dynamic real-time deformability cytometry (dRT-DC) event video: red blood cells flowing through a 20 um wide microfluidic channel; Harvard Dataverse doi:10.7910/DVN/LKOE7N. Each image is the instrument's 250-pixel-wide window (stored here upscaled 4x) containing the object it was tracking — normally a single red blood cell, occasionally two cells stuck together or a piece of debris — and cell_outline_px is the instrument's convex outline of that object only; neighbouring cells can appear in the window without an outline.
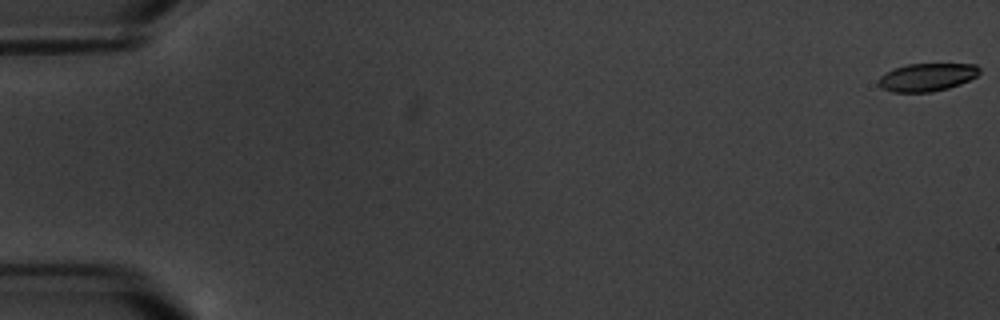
{"species": "common noctule bat (a hibernating species)", "species_latin": "Nyctalus noctula", "temperature_condition": "warm", "stored_images_in_passage": 6, "camera_frame_rate_fps": 3000, "um_per_image_px": 0.085, "animal": {"sex": "male", "body_mass_g": 20.1, "forearm_length_mm": 53.5}, "frame": {"image": 1, "passage_image": 1, "time_ms": 0.0, "image_size_px": [1000, 320], "cell_outline_px": [[980, 72], [976, 76], [960, 84], [948, 88], [932, 92], [892, 92], [876, 84], [876, 80], [880, 76], [896, 68], [908, 64], [976, 64], [980, 68]], "centroid_in_image_um": [78.79, 6.56], "position_along_channel_um": 6.2, "area_um2": 16.36}}
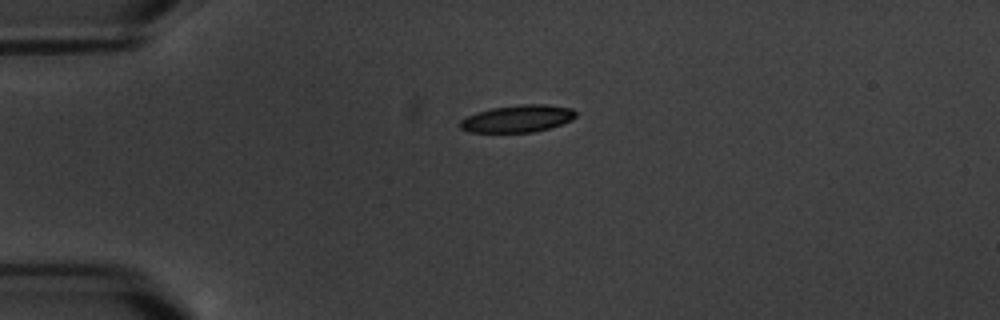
{"frame": {"image": 2, "passage_image": 5, "time_ms": 5.0, "image_size_px": [1000, 320], "cell_outline_px": [[576, 116], [572, 120], [548, 128], [532, 132], [468, 132], [460, 128], [460, 120], [476, 112], [492, 108], [524, 104], [544, 104], [572, 108], [576, 112]], "centroid_in_image_um": [43.99, 10.08], "position_along_channel_um": 41.0, "area_um2": 18.21}}